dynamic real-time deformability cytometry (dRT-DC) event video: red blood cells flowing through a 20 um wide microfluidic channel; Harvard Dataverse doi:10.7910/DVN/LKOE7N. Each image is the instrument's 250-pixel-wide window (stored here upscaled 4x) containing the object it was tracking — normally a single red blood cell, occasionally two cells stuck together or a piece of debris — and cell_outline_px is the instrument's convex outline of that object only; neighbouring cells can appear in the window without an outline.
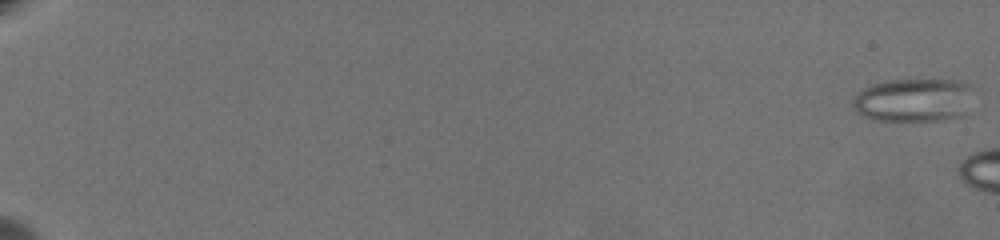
{"species": "common noctule bat (a hibernating species)", "species_latin": "Nyctalus noctula", "temperature_condition": "warm", "stored_images_in_passage": 19, "camera_frame_rate_fps": 3000, "um_per_image_px": 0.085, "animal": {"sex": "female", "body_mass_g": 19.5, "forearm_length_mm": 54.1}, "frame": {"image": 1, "passage_image": 1, "time_ms": 0.0, "image_size_px": [1000, 240], "cell_outline_px": [[972, 84], [964, 116], [936, 120], [872, 120], [860, 116], [852, 108], [852, 100], [864, 88], [872, 84], [888, 80], [960, 80]], "centroid_in_image_um": [77.61, 8.5], "position_along_channel_um": 7.4, "area_um2": 30.52}}